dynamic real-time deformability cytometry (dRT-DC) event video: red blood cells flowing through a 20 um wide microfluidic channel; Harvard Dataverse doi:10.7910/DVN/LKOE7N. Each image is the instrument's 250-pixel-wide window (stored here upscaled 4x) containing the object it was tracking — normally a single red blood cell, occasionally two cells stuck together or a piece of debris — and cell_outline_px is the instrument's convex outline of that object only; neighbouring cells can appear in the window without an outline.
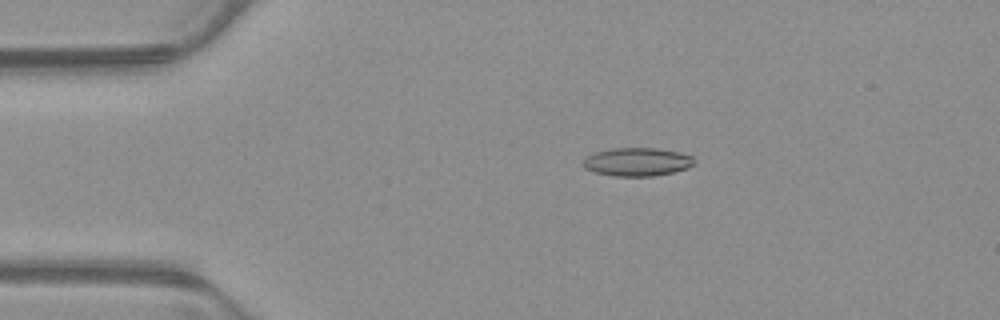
{"species": "common noctule bat (a hibernating species)", "species_latin": "Nyctalus noctula", "temperature_condition": "warm", "stored_images_in_passage": 54, "camera_frame_rate_fps": 3000, "um_per_image_px": 0.085, "animal": {"sex": "male", "body_mass_g": 23.1, "forearm_length_mm": 52.7}, "frame": {"image": 1, "passage_image": 11, "time_ms": 3.333, "image_size_px": [1000, 320], "cell_outline_px": [[692, 164], [688, 168], [672, 172], [652, 176], [612, 176], [596, 172], [584, 168], [584, 160], [592, 152], [612, 148], [656, 148], [680, 152], [692, 156]], "centroid_in_image_um": [54.13, 13.75], "position_along_channel_um": 30.9, "area_um2": 18.21}}
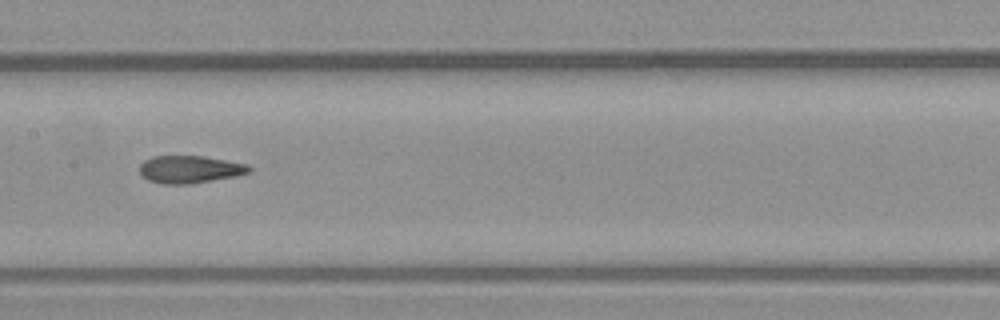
{"frame": {"image": 2, "passage_image": 27, "time_ms": 8.667, "image_size_px": [1000, 320], "cell_outline_px": [[252, 168], [248, 172], [236, 176], [188, 184], [164, 184], [148, 180], [140, 172], [140, 164], [144, 160], [152, 156], [204, 156], [248, 164]], "centroid_in_image_um": [16.13, 14.39], "position_along_channel_um": 191.3, "area_um2": 17.46}}
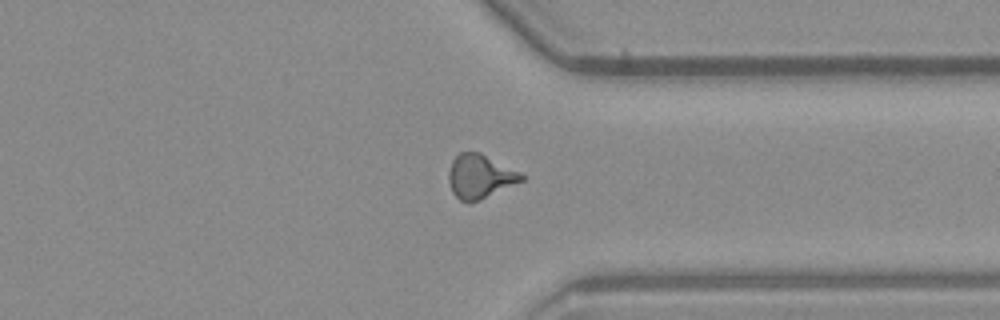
{"frame": {"image": 3, "passage_image": 41, "time_ms": 13.333, "image_size_px": [1000, 320], "cell_outline_px": [[528, 176], [524, 180], [480, 200], [468, 204], [460, 200], [452, 192], [448, 180], [448, 172], [452, 160], [460, 152], [480, 152]], "centroid_in_image_um": [40.8, 15.01], "position_along_channel_um": 370.6, "area_um2": 18.79}, "authors_computed_cell_mechanics": {"area_um2": 17.8891, "velocity_mm_per_s": 3.8976, "shape_relaxation_time_tau1_ms": null, "shape_relaxation_time_tau2_ms": 2.379, "deformation_change_tau1": null, "deformation_change_tau2": 0.1132}}